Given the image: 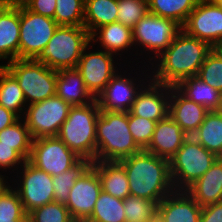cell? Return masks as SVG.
<instances>
[{
	"instance_id": "obj_22",
	"label": "cell",
	"mask_w": 222,
	"mask_h": 222,
	"mask_svg": "<svg viewBox=\"0 0 222 222\" xmlns=\"http://www.w3.org/2000/svg\"><path fill=\"white\" fill-rule=\"evenodd\" d=\"M56 95L71 106H84L96 100L85 86L77 68L57 71Z\"/></svg>"
},
{
	"instance_id": "obj_50",
	"label": "cell",
	"mask_w": 222,
	"mask_h": 222,
	"mask_svg": "<svg viewBox=\"0 0 222 222\" xmlns=\"http://www.w3.org/2000/svg\"><path fill=\"white\" fill-rule=\"evenodd\" d=\"M214 49L222 56V41H220Z\"/></svg>"
},
{
	"instance_id": "obj_2",
	"label": "cell",
	"mask_w": 222,
	"mask_h": 222,
	"mask_svg": "<svg viewBox=\"0 0 222 222\" xmlns=\"http://www.w3.org/2000/svg\"><path fill=\"white\" fill-rule=\"evenodd\" d=\"M126 170L130 194L159 202L175 191L169 160L141 150L119 160Z\"/></svg>"
},
{
	"instance_id": "obj_43",
	"label": "cell",
	"mask_w": 222,
	"mask_h": 222,
	"mask_svg": "<svg viewBox=\"0 0 222 222\" xmlns=\"http://www.w3.org/2000/svg\"><path fill=\"white\" fill-rule=\"evenodd\" d=\"M199 222H222V202L202 207Z\"/></svg>"
},
{
	"instance_id": "obj_19",
	"label": "cell",
	"mask_w": 222,
	"mask_h": 222,
	"mask_svg": "<svg viewBox=\"0 0 222 222\" xmlns=\"http://www.w3.org/2000/svg\"><path fill=\"white\" fill-rule=\"evenodd\" d=\"M202 207L186 192L174 191L157 206V222H199Z\"/></svg>"
},
{
	"instance_id": "obj_39",
	"label": "cell",
	"mask_w": 222,
	"mask_h": 222,
	"mask_svg": "<svg viewBox=\"0 0 222 222\" xmlns=\"http://www.w3.org/2000/svg\"><path fill=\"white\" fill-rule=\"evenodd\" d=\"M157 122L134 116L130 111L128 112V124L132 137L136 144L144 150L150 143L155 125Z\"/></svg>"
},
{
	"instance_id": "obj_25",
	"label": "cell",
	"mask_w": 222,
	"mask_h": 222,
	"mask_svg": "<svg viewBox=\"0 0 222 222\" xmlns=\"http://www.w3.org/2000/svg\"><path fill=\"white\" fill-rule=\"evenodd\" d=\"M91 166L97 171L104 192L120 199L131 195L126 170L119 161H94Z\"/></svg>"
},
{
	"instance_id": "obj_40",
	"label": "cell",
	"mask_w": 222,
	"mask_h": 222,
	"mask_svg": "<svg viewBox=\"0 0 222 222\" xmlns=\"http://www.w3.org/2000/svg\"><path fill=\"white\" fill-rule=\"evenodd\" d=\"M0 217L27 218L18 192L12 186L0 196Z\"/></svg>"
},
{
	"instance_id": "obj_31",
	"label": "cell",
	"mask_w": 222,
	"mask_h": 222,
	"mask_svg": "<svg viewBox=\"0 0 222 222\" xmlns=\"http://www.w3.org/2000/svg\"><path fill=\"white\" fill-rule=\"evenodd\" d=\"M85 222H126L123 199L102 190L91 216Z\"/></svg>"
},
{
	"instance_id": "obj_35",
	"label": "cell",
	"mask_w": 222,
	"mask_h": 222,
	"mask_svg": "<svg viewBox=\"0 0 222 222\" xmlns=\"http://www.w3.org/2000/svg\"><path fill=\"white\" fill-rule=\"evenodd\" d=\"M85 0H56L54 20L59 26H84Z\"/></svg>"
},
{
	"instance_id": "obj_23",
	"label": "cell",
	"mask_w": 222,
	"mask_h": 222,
	"mask_svg": "<svg viewBox=\"0 0 222 222\" xmlns=\"http://www.w3.org/2000/svg\"><path fill=\"white\" fill-rule=\"evenodd\" d=\"M185 191L201 207L222 202V158Z\"/></svg>"
},
{
	"instance_id": "obj_12",
	"label": "cell",
	"mask_w": 222,
	"mask_h": 222,
	"mask_svg": "<svg viewBox=\"0 0 222 222\" xmlns=\"http://www.w3.org/2000/svg\"><path fill=\"white\" fill-rule=\"evenodd\" d=\"M72 106L54 95L27 105L23 119L33 139L57 136Z\"/></svg>"
},
{
	"instance_id": "obj_18",
	"label": "cell",
	"mask_w": 222,
	"mask_h": 222,
	"mask_svg": "<svg viewBox=\"0 0 222 222\" xmlns=\"http://www.w3.org/2000/svg\"><path fill=\"white\" fill-rule=\"evenodd\" d=\"M170 86L151 79L137 93L130 112L155 122L169 115Z\"/></svg>"
},
{
	"instance_id": "obj_10",
	"label": "cell",
	"mask_w": 222,
	"mask_h": 222,
	"mask_svg": "<svg viewBox=\"0 0 222 222\" xmlns=\"http://www.w3.org/2000/svg\"><path fill=\"white\" fill-rule=\"evenodd\" d=\"M11 186L18 192L26 214L54 201L53 177L28 160L11 177Z\"/></svg>"
},
{
	"instance_id": "obj_32",
	"label": "cell",
	"mask_w": 222,
	"mask_h": 222,
	"mask_svg": "<svg viewBox=\"0 0 222 222\" xmlns=\"http://www.w3.org/2000/svg\"><path fill=\"white\" fill-rule=\"evenodd\" d=\"M33 138L23 118L0 131V144L15 145V151L26 161L31 154Z\"/></svg>"
},
{
	"instance_id": "obj_15",
	"label": "cell",
	"mask_w": 222,
	"mask_h": 222,
	"mask_svg": "<svg viewBox=\"0 0 222 222\" xmlns=\"http://www.w3.org/2000/svg\"><path fill=\"white\" fill-rule=\"evenodd\" d=\"M181 29L214 48L222 41V6L209 0H199Z\"/></svg>"
},
{
	"instance_id": "obj_36",
	"label": "cell",
	"mask_w": 222,
	"mask_h": 222,
	"mask_svg": "<svg viewBox=\"0 0 222 222\" xmlns=\"http://www.w3.org/2000/svg\"><path fill=\"white\" fill-rule=\"evenodd\" d=\"M27 222H76L65 204L53 201L27 214Z\"/></svg>"
},
{
	"instance_id": "obj_29",
	"label": "cell",
	"mask_w": 222,
	"mask_h": 222,
	"mask_svg": "<svg viewBox=\"0 0 222 222\" xmlns=\"http://www.w3.org/2000/svg\"><path fill=\"white\" fill-rule=\"evenodd\" d=\"M175 88L187 99L206 107L209 111L216 110L218 107L220 91L197 76L183 79Z\"/></svg>"
},
{
	"instance_id": "obj_42",
	"label": "cell",
	"mask_w": 222,
	"mask_h": 222,
	"mask_svg": "<svg viewBox=\"0 0 222 222\" xmlns=\"http://www.w3.org/2000/svg\"><path fill=\"white\" fill-rule=\"evenodd\" d=\"M24 6L36 14L54 19L56 0H29Z\"/></svg>"
},
{
	"instance_id": "obj_21",
	"label": "cell",
	"mask_w": 222,
	"mask_h": 222,
	"mask_svg": "<svg viewBox=\"0 0 222 222\" xmlns=\"http://www.w3.org/2000/svg\"><path fill=\"white\" fill-rule=\"evenodd\" d=\"M208 112L206 107L187 99L175 87L170 86L169 116L187 136L194 134Z\"/></svg>"
},
{
	"instance_id": "obj_7",
	"label": "cell",
	"mask_w": 222,
	"mask_h": 222,
	"mask_svg": "<svg viewBox=\"0 0 222 222\" xmlns=\"http://www.w3.org/2000/svg\"><path fill=\"white\" fill-rule=\"evenodd\" d=\"M150 79L148 65L126 64L96 98L100 110L129 112L137 93Z\"/></svg>"
},
{
	"instance_id": "obj_41",
	"label": "cell",
	"mask_w": 222,
	"mask_h": 222,
	"mask_svg": "<svg viewBox=\"0 0 222 222\" xmlns=\"http://www.w3.org/2000/svg\"><path fill=\"white\" fill-rule=\"evenodd\" d=\"M25 160L15 151V145L0 144V172L12 177Z\"/></svg>"
},
{
	"instance_id": "obj_17",
	"label": "cell",
	"mask_w": 222,
	"mask_h": 222,
	"mask_svg": "<svg viewBox=\"0 0 222 222\" xmlns=\"http://www.w3.org/2000/svg\"><path fill=\"white\" fill-rule=\"evenodd\" d=\"M90 41L97 48L118 56L123 63L135 64V48L130 27L120 22L103 25L90 35Z\"/></svg>"
},
{
	"instance_id": "obj_5",
	"label": "cell",
	"mask_w": 222,
	"mask_h": 222,
	"mask_svg": "<svg viewBox=\"0 0 222 222\" xmlns=\"http://www.w3.org/2000/svg\"><path fill=\"white\" fill-rule=\"evenodd\" d=\"M180 30L181 26L172 19L152 13L145 15L132 28L135 64L149 65L167 49Z\"/></svg>"
},
{
	"instance_id": "obj_24",
	"label": "cell",
	"mask_w": 222,
	"mask_h": 222,
	"mask_svg": "<svg viewBox=\"0 0 222 222\" xmlns=\"http://www.w3.org/2000/svg\"><path fill=\"white\" fill-rule=\"evenodd\" d=\"M19 38L20 6H10L0 17V66L19 59Z\"/></svg>"
},
{
	"instance_id": "obj_1",
	"label": "cell",
	"mask_w": 222,
	"mask_h": 222,
	"mask_svg": "<svg viewBox=\"0 0 222 222\" xmlns=\"http://www.w3.org/2000/svg\"><path fill=\"white\" fill-rule=\"evenodd\" d=\"M212 49L181 29L167 49L148 65L151 80L175 87L183 79L197 76Z\"/></svg>"
},
{
	"instance_id": "obj_37",
	"label": "cell",
	"mask_w": 222,
	"mask_h": 222,
	"mask_svg": "<svg viewBox=\"0 0 222 222\" xmlns=\"http://www.w3.org/2000/svg\"><path fill=\"white\" fill-rule=\"evenodd\" d=\"M117 22L131 29L149 13L148 0H118Z\"/></svg>"
},
{
	"instance_id": "obj_27",
	"label": "cell",
	"mask_w": 222,
	"mask_h": 222,
	"mask_svg": "<svg viewBox=\"0 0 222 222\" xmlns=\"http://www.w3.org/2000/svg\"><path fill=\"white\" fill-rule=\"evenodd\" d=\"M118 0H85L84 27L91 35L99 27L117 22Z\"/></svg>"
},
{
	"instance_id": "obj_20",
	"label": "cell",
	"mask_w": 222,
	"mask_h": 222,
	"mask_svg": "<svg viewBox=\"0 0 222 222\" xmlns=\"http://www.w3.org/2000/svg\"><path fill=\"white\" fill-rule=\"evenodd\" d=\"M187 137L181 127L168 115L156 123L152 139L144 150L170 161Z\"/></svg>"
},
{
	"instance_id": "obj_33",
	"label": "cell",
	"mask_w": 222,
	"mask_h": 222,
	"mask_svg": "<svg viewBox=\"0 0 222 222\" xmlns=\"http://www.w3.org/2000/svg\"><path fill=\"white\" fill-rule=\"evenodd\" d=\"M92 165L89 159H81L75 166L53 176L54 201L66 204L75 181Z\"/></svg>"
},
{
	"instance_id": "obj_8",
	"label": "cell",
	"mask_w": 222,
	"mask_h": 222,
	"mask_svg": "<svg viewBox=\"0 0 222 222\" xmlns=\"http://www.w3.org/2000/svg\"><path fill=\"white\" fill-rule=\"evenodd\" d=\"M218 158L192 136H188L169 161L170 175L175 191H185L203 176Z\"/></svg>"
},
{
	"instance_id": "obj_47",
	"label": "cell",
	"mask_w": 222,
	"mask_h": 222,
	"mask_svg": "<svg viewBox=\"0 0 222 222\" xmlns=\"http://www.w3.org/2000/svg\"><path fill=\"white\" fill-rule=\"evenodd\" d=\"M10 6H24L29 0H7Z\"/></svg>"
},
{
	"instance_id": "obj_3",
	"label": "cell",
	"mask_w": 222,
	"mask_h": 222,
	"mask_svg": "<svg viewBox=\"0 0 222 222\" xmlns=\"http://www.w3.org/2000/svg\"><path fill=\"white\" fill-rule=\"evenodd\" d=\"M128 124V112L100 110L96 122V161H119L140 152Z\"/></svg>"
},
{
	"instance_id": "obj_11",
	"label": "cell",
	"mask_w": 222,
	"mask_h": 222,
	"mask_svg": "<svg viewBox=\"0 0 222 222\" xmlns=\"http://www.w3.org/2000/svg\"><path fill=\"white\" fill-rule=\"evenodd\" d=\"M122 62L114 54L99 49L90 42L83 50L76 68L87 89L97 98L111 78L126 65Z\"/></svg>"
},
{
	"instance_id": "obj_38",
	"label": "cell",
	"mask_w": 222,
	"mask_h": 222,
	"mask_svg": "<svg viewBox=\"0 0 222 222\" xmlns=\"http://www.w3.org/2000/svg\"><path fill=\"white\" fill-rule=\"evenodd\" d=\"M197 77L218 91H222V56L214 48L200 66Z\"/></svg>"
},
{
	"instance_id": "obj_48",
	"label": "cell",
	"mask_w": 222,
	"mask_h": 222,
	"mask_svg": "<svg viewBox=\"0 0 222 222\" xmlns=\"http://www.w3.org/2000/svg\"><path fill=\"white\" fill-rule=\"evenodd\" d=\"M10 7L7 0H0V17Z\"/></svg>"
},
{
	"instance_id": "obj_4",
	"label": "cell",
	"mask_w": 222,
	"mask_h": 222,
	"mask_svg": "<svg viewBox=\"0 0 222 222\" xmlns=\"http://www.w3.org/2000/svg\"><path fill=\"white\" fill-rule=\"evenodd\" d=\"M100 114L97 100L72 106L57 137L82 159L96 161V122Z\"/></svg>"
},
{
	"instance_id": "obj_16",
	"label": "cell",
	"mask_w": 222,
	"mask_h": 222,
	"mask_svg": "<svg viewBox=\"0 0 222 222\" xmlns=\"http://www.w3.org/2000/svg\"><path fill=\"white\" fill-rule=\"evenodd\" d=\"M101 191L102 185L98 173L90 166L75 181L65 204L76 222H85L91 216Z\"/></svg>"
},
{
	"instance_id": "obj_51",
	"label": "cell",
	"mask_w": 222,
	"mask_h": 222,
	"mask_svg": "<svg viewBox=\"0 0 222 222\" xmlns=\"http://www.w3.org/2000/svg\"><path fill=\"white\" fill-rule=\"evenodd\" d=\"M209 1L222 6V0H209Z\"/></svg>"
},
{
	"instance_id": "obj_6",
	"label": "cell",
	"mask_w": 222,
	"mask_h": 222,
	"mask_svg": "<svg viewBox=\"0 0 222 222\" xmlns=\"http://www.w3.org/2000/svg\"><path fill=\"white\" fill-rule=\"evenodd\" d=\"M90 42V34L84 26H58L35 60L56 71L76 68Z\"/></svg>"
},
{
	"instance_id": "obj_13",
	"label": "cell",
	"mask_w": 222,
	"mask_h": 222,
	"mask_svg": "<svg viewBox=\"0 0 222 222\" xmlns=\"http://www.w3.org/2000/svg\"><path fill=\"white\" fill-rule=\"evenodd\" d=\"M58 26L54 19L20 6L19 59H36Z\"/></svg>"
},
{
	"instance_id": "obj_46",
	"label": "cell",
	"mask_w": 222,
	"mask_h": 222,
	"mask_svg": "<svg viewBox=\"0 0 222 222\" xmlns=\"http://www.w3.org/2000/svg\"><path fill=\"white\" fill-rule=\"evenodd\" d=\"M0 222H27V218H4V217H0Z\"/></svg>"
},
{
	"instance_id": "obj_9",
	"label": "cell",
	"mask_w": 222,
	"mask_h": 222,
	"mask_svg": "<svg viewBox=\"0 0 222 222\" xmlns=\"http://www.w3.org/2000/svg\"><path fill=\"white\" fill-rule=\"evenodd\" d=\"M15 76L27 105L56 95L57 71L35 59H15L4 64Z\"/></svg>"
},
{
	"instance_id": "obj_44",
	"label": "cell",
	"mask_w": 222,
	"mask_h": 222,
	"mask_svg": "<svg viewBox=\"0 0 222 222\" xmlns=\"http://www.w3.org/2000/svg\"><path fill=\"white\" fill-rule=\"evenodd\" d=\"M20 117L11 110L0 105V131L7 126L14 124Z\"/></svg>"
},
{
	"instance_id": "obj_45",
	"label": "cell",
	"mask_w": 222,
	"mask_h": 222,
	"mask_svg": "<svg viewBox=\"0 0 222 222\" xmlns=\"http://www.w3.org/2000/svg\"><path fill=\"white\" fill-rule=\"evenodd\" d=\"M11 186V177L0 172V196Z\"/></svg>"
},
{
	"instance_id": "obj_34",
	"label": "cell",
	"mask_w": 222,
	"mask_h": 222,
	"mask_svg": "<svg viewBox=\"0 0 222 222\" xmlns=\"http://www.w3.org/2000/svg\"><path fill=\"white\" fill-rule=\"evenodd\" d=\"M126 222H157V206L154 201L129 195L123 199Z\"/></svg>"
},
{
	"instance_id": "obj_14",
	"label": "cell",
	"mask_w": 222,
	"mask_h": 222,
	"mask_svg": "<svg viewBox=\"0 0 222 222\" xmlns=\"http://www.w3.org/2000/svg\"><path fill=\"white\" fill-rule=\"evenodd\" d=\"M81 159L57 136H51L33 139L28 161L53 177L69 170Z\"/></svg>"
},
{
	"instance_id": "obj_49",
	"label": "cell",
	"mask_w": 222,
	"mask_h": 222,
	"mask_svg": "<svg viewBox=\"0 0 222 222\" xmlns=\"http://www.w3.org/2000/svg\"><path fill=\"white\" fill-rule=\"evenodd\" d=\"M215 111L222 113V91L219 93V103Z\"/></svg>"
},
{
	"instance_id": "obj_26",
	"label": "cell",
	"mask_w": 222,
	"mask_h": 222,
	"mask_svg": "<svg viewBox=\"0 0 222 222\" xmlns=\"http://www.w3.org/2000/svg\"><path fill=\"white\" fill-rule=\"evenodd\" d=\"M192 137L209 152L222 158V113L209 111Z\"/></svg>"
},
{
	"instance_id": "obj_28",
	"label": "cell",
	"mask_w": 222,
	"mask_h": 222,
	"mask_svg": "<svg viewBox=\"0 0 222 222\" xmlns=\"http://www.w3.org/2000/svg\"><path fill=\"white\" fill-rule=\"evenodd\" d=\"M0 105L23 118L27 103L18 80L5 67L0 66Z\"/></svg>"
},
{
	"instance_id": "obj_30",
	"label": "cell",
	"mask_w": 222,
	"mask_h": 222,
	"mask_svg": "<svg viewBox=\"0 0 222 222\" xmlns=\"http://www.w3.org/2000/svg\"><path fill=\"white\" fill-rule=\"evenodd\" d=\"M199 0H148L149 13L174 20L182 26Z\"/></svg>"
}]
</instances>
